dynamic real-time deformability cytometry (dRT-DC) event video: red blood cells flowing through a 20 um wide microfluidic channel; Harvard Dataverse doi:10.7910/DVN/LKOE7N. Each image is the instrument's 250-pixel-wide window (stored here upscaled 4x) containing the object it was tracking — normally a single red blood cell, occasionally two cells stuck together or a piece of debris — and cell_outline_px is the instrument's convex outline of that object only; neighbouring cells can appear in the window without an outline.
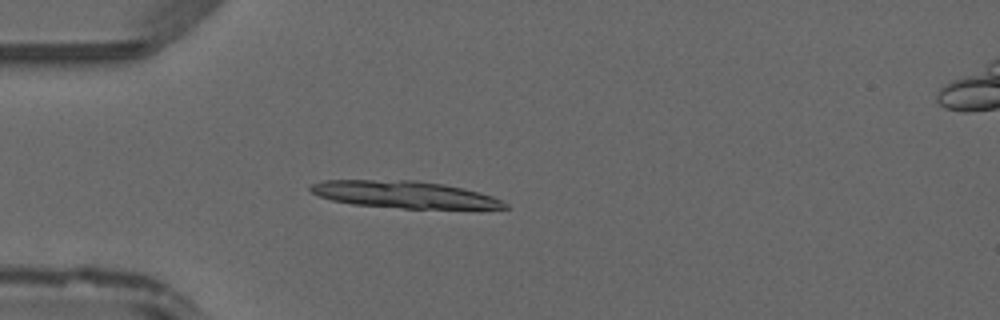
{"species": "common noctule bat (a hibernating species)", "species_latin": "Nyctalus noctula", "temperature_condition": "warm", "stored_images_in_passage": 40, "camera_frame_rate_fps": 3000, "um_per_image_px": 0.085, "animal": {"sex": "male", "forearm_length_mm": 52.5}, "frame": {"image": 1, "passage_image": 7, "time_ms": 2.0, "image_size_px": [1000, 320], "cell_outline_px": [[508, 208], [404, 208], [352, 204], [332, 200], [320, 196], [312, 192], [308, 188], [312, 184], [324, 180], [416, 180], [444, 184], [464, 188], [480, 192], [492, 196], [508, 204]], "centroid_in_image_um": [34.35, 16.52], "position_along_channel_um": 50.7, "area_um2": 30.35}}